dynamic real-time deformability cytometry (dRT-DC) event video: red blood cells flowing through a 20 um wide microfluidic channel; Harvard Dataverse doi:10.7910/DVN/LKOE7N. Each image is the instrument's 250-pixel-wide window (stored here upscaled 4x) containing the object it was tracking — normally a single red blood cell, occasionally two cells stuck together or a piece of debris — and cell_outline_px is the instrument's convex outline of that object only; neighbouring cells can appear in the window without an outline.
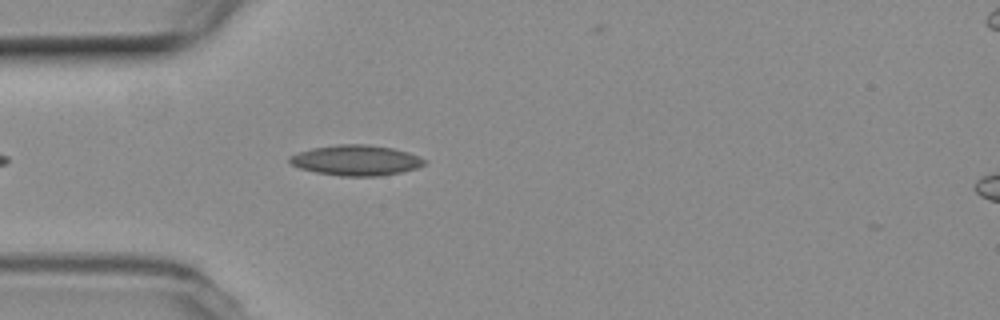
{"species": "common noctule bat (a hibernating species)", "species_latin": "Nyctalus noctula", "temperature_condition": "room temperature", "stored_images_in_passage": 14, "camera_frame_rate_fps": 3000, "um_per_image_px": 0.085, "animal": {"sex": "female", "body_mass_g": 19.3, "forearm_length_mm": 54.1}, "frame": {"image": 1, "passage_image": 5, "time_ms": 1.333, "image_size_px": [1000, 320], "cell_outline_px": [[428, 160], [424, 164], [416, 168], [400, 172], [380, 176], [340, 176], [316, 172], [300, 168], [288, 164], [288, 160], [292, 156], [300, 152], [312, 148], [340, 144], [368, 144], [392, 148], [408, 152]], "centroid_in_image_um": [30.27, 13.62], "position_along_channel_um": 54.7, "area_um2": 23.81}}